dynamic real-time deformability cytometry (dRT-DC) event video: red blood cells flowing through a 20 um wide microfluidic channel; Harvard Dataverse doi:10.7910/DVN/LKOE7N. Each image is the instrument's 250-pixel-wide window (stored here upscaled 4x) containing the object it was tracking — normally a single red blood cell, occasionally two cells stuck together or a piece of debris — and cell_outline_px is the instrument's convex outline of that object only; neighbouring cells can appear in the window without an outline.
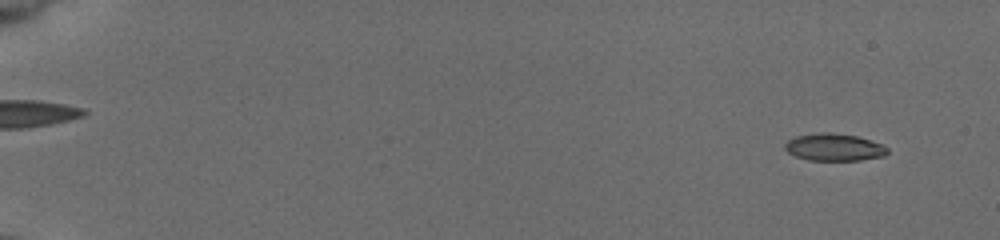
{"species": "common noctule bat (a hibernating species)", "species_latin": "Nyctalus noctula", "temperature_condition": "cold", "stored_images_in_passage": 55, "camera_frame_rate_fps": 3000, "um_per_image_px": 0.085, "animal": {"sex": "female", "body_mass_g": 19.5, "forearm_length_mm": 54.1}, "frame": {"image": 1, "passage_image": 4, "time_ms": 1.0, "image_size_px": [1000, 240], "cell_outline_px": [[888, 152], [884, 156], [856, 160], [812, 160], [796, 156], [788, 152], [784, 148], [784, 144], [788, 140], [796, 136], [816, 132], [832, 132], [856, 136], [884, 144], [888, 148]], "centroid_in_image_um": [70.9, 12.5], "position_along_channel_um": 14.1, "area_um2": 16.3}}
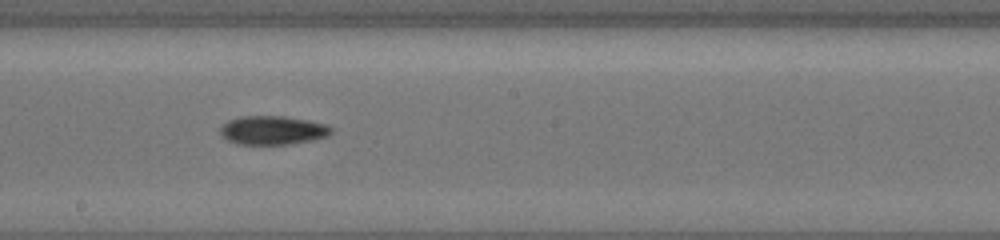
{"frame": {"image": 2, "passage_image": 33, "time_ms": 10.667, "image_size_px": [1000, 240], "cell_outline_px": [[332, 132], [324, 136], [308, 140], [284, 144], [244, 144], [232, 140], [224, 136], [220, 132], [224, 124], [228, 120], [240, 116], [284, 116], [308, 120], [324, 124], [332, 128]], "centroid_in_image_um": [23.18, 11.04], "position_along_channel_um": 225.0, "area_um2": 17.92}}
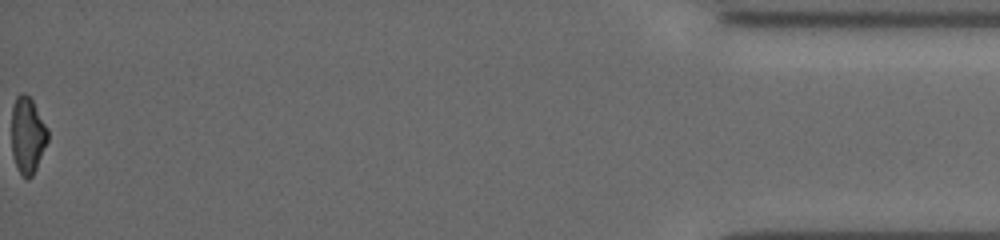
{"frame": {"image": 3, "passage_image": 55, "time_ms": 18.0, "image_size_px": [1000, 240], "cell_outline_px": [[48, 140], [36, 168], [32, 176], [28, 180], [16, 168], [12, 152], [12, 108], [16, 96], [20, 92], [24, 92], [32, 100], [48, 128]], "centroid_in_image_um": [2.34, 11.48], "position_along_channel_um": 432.9, "area_um2": 16.13}, "authors_computed_cell_mechanics": {"area_um2": 16.8776, "velocity_mm_per_s": 3.938, "shape_relaxation_time_tau1_ms": 2.995, "shape_relaxation_time_tau2_ms": 11.1087, "deformation_change_tau1": 0.1099, "deformation_change_tau2": 0.2016}}